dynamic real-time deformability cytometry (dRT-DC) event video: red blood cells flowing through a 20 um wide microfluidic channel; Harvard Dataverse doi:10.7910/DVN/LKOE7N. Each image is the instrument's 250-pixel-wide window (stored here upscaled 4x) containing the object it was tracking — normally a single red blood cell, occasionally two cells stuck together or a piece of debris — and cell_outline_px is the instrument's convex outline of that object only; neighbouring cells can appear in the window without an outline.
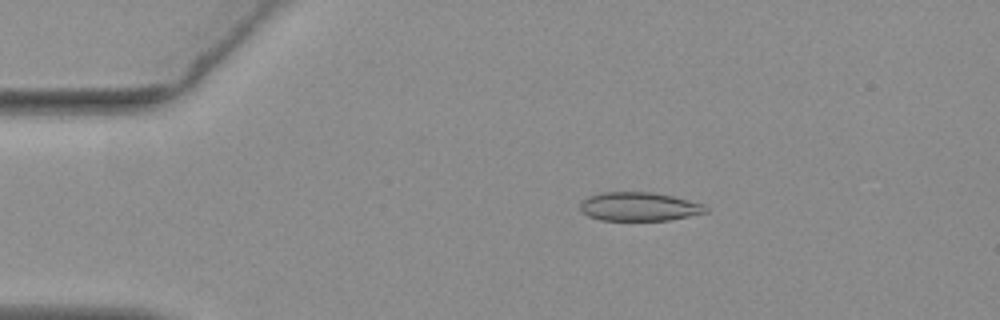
{"species": "common noctule bat (a hibernating species)", "species_latin": "Nyctalus noctula", "temperature_condition": "warm", "stored_images_in_passage": 56, "camera_frame_rate_fps": 3000, "um_per_image_px": 0.085, "animal": {"sex": "female", "body_mass_g": 19.3, "forearm_length_mm": 54.1}, "frame": {"image": 1, "passage_image": 11, "time_ms": 3.333, "image_size_px": [1000, 320], "cell_outline_px": [[708, 212], [668, 220], [600, 220], [588, 216], [580, 212], [580, 204], [588, 196], [600, 192], [652, 192], [672, 196], [704, 204], [708, 208]], "centroid_in_image_um": [54.3, 17.56], "position_along_channel_um": 30.7, "area_um2": 21.04}}
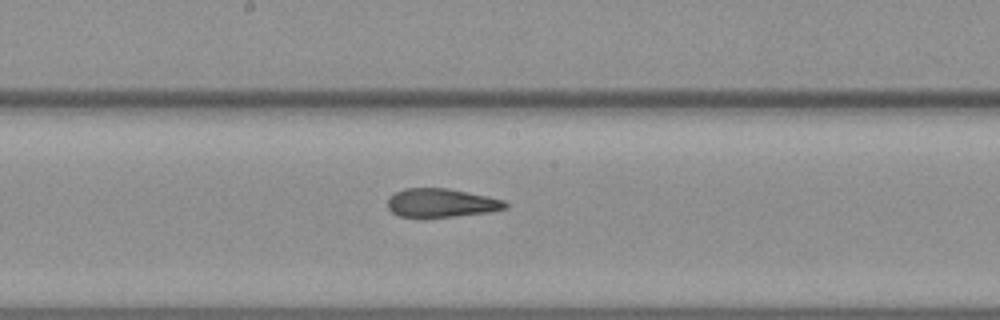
{"frame": {"image": 2, "passage_image": 30, "time_ms": 9.667, "image_size_px": [1000, 320], "cell_outline_px": [[508, 208], [488, 212], [452, 216], [400, 216], [392, 212], [388, 208], [388, 200], [396, 192], [404, 188], [448, 188], [488, 196], [504, 200], [508, 204]], "centroid_in_image_um": [37.55, 17.23], "position_along_channel_um": 210.7, "area_um2": 19.31}}
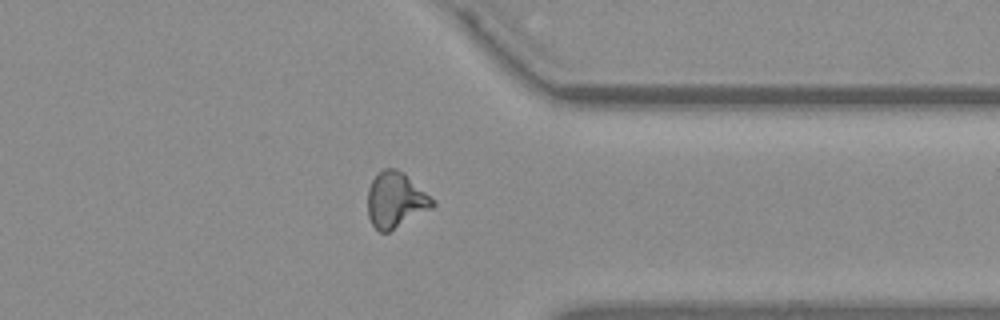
{"frame": {"image": 3, "passage_image": 44, "time_ms": 14.333, "image_size_px": [1000, 320], "cell_outline_px": [[436, 204], [432, 208], [388, 232], [380, 232], [372, 224], [368, 216], [368, 188], [372, 180], [384, 168], [396, 168], [404, 172], [436, 200]], "centroid_in_image_um": [33.65, 16.98], "position_along_channel_um": 377.8, "area_um2": 21.04}, "authors_computed_cell_mechanics": {"area_um2": 20.6346, "velocity_mm_per_s": 3.7206, "shape_relaxation_time_tau1_ms": null, "shape_relaxation_time_tau2_ms": 2.068, "deformation_change_tau1": null, "deformation_change_tau2": 0.0911}}